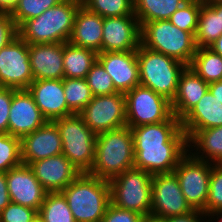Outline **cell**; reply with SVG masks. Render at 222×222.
Segmentation results:
<instances>
[{
    "label": "cell",
    "mask_w": 222,
    "mask_h": 222,
    "mask_svg": "<svg viewBox=\"0 0 222 222\" xmlns=\"http://www.w3.org/2000/svg\"><path fill=\"white\" fill-rule=\"evenodd\" d=\"M133 167L134 144L130 127L97 134L95 159L89 175L110 180Z\"/></svg>",
    "instance_id": "6da1fadb"
},
{
    "label": "cell",
    "mask_w": 222,
    "mask_h": 222,
    "mask_svg": "<svg viewBox=\"0 0 222 222\" xmlns=\"http://www.w3.org/2000/svg\"><path fill=\"white\" fill-rule=\"evenodd\" d=\"M76 222H100L111 203L109 180L80 173L61 191Z\"/></svg>",
    "instance_id": "7a4b0ae2"
},
{
    "label": "cell",
    "mask_w": 222,
    "mask_h": 222,
    "mask_svg": "<svg viewBox=\"0 0 222 222\" xmlns=\"http://www.w3.org/2000/svg\"><path fill=\"white\" fill-rule=\"evenodd\" d=\"M79 6L76 0H63L40 16L25 21L17 29L18 35L28 44L69 42Z\"/></svg>",
    "instance_id": "3957f363"
},
{
    "label": "cell",
    "mask_w": 222,
    "mask_h": 222,
    "mask_svg": "<svg viewBox=\"0 0 222 222\" xmlns=\"http://www.w3.org/2000/svg\"><path fill=\"white\" fill-rule=\"evenodd\" d=\"M141 45L189 66L196 53L195 35L169 20L146 22L141 26Z\"/></svg>",
    "instance_id": "277c9868"
},
{
    "label": "cell",
    "mask_w": 222,
    "mask_h": 222,
    "mask_svg": "<svg viewBox=\"0 0 222 222\" xmlns=\"http://www.w3.org/2000/svg\"><path fill=\"white\" fill-rule=\"evenodd\" d=\"M137 60L140 85L172 101L177 92L180 74L187 65L141 44L137 49Z\"/></svg>",
    "instance_id": "5b68a950"
},
{
    "label": "cell",
    "mask_w": 222,
    "mask_h": 222,
    "mask_svg": "<svg viewBox=\"0 0 222 222\" xmlns=\"http://www.w3.org/2000/svg\"><path fill=\"white\" fill-rule=\"evenodd\" d=\"M62 139V154L80 173H88L95 159L97 134L89 129L79 114L53 120Z\"/></svg>",
    "instance_id": "8992f818"
},
{
    "label": "cell",
    "mask_w": 222,
    "mask_h": 222,
    "mask_svg": "<svg viewBox=\"0 0 222 222\" xmlns=\"http://www.w3.org/2000/svg\"><path fill=\"white\" fill-rule=\"evenodd\" d=\"M152 174L130 168L109 180L111 203L119 208L151 216Z\"/></svg>",
    "instance_id": "52a82bcc"
},
{
    "label": "cell",
    "mask_w": 222,
    "mask_h": 222,
    "mask_svg": "<svg viewBox=\"0 0 222 222\" xmlns=\"http://www.w3.org/2000/svg\"><path fill=\"white\" fill-rule=\"evenodd\" d=\"M125 97L126 126L130 128L167 121L173 115L171 101L145 86L137 85Z\"/></svg>",
    "instance_id": "ba28073f"
},
{
    "label": "cell",
    "mask_w": 222,
    "mask_h": 222,
    "mask_svg": "<svg viewBox=\"0 0 222 222\" xmlns=\"http://www.w3.org/2000/svg\"><path fill=\"white\" fill-rule=\"evenodd\" d=\"M212 165L214 163L196 159L189 153L173 171L187 203L193 210L203 211L206 207Z\"/></svg>",
    "instance_id": "9c48e42d"
},
{
    "label": "cell",
    "mask_w": 222,
    "mask_h": 222,
    "mask_svg": "<svg viewBox=\"0 0 222 222\" xmlns=\"http://www.w3.org/2000/svg\"><path fill=\"white\" fill-rule=\"evenodd\" d=\"M85 124L96 134L126 126V97L124 93L93 96L79 113Z\"/></svg>",
    "instance_id": "30bf717a"
},
{
    "label": "cell",
    "mask_w": 222,
    "mask_h": 222,
    "mask_svg": "<svg viewBox=\"0 0 222 222\" xmlns=\"http://www.w3.org/2000/svg\"><path fill=\"white\" fill-rule=\"evenodd\" d=\"M33 80L28 43L17 35L0 49V87L28 89Z\"/></svg>",
    "instance_id": "8fae6325"
},
{
    "label": "cell",
    "mask_w": 222,
    "mask_h": 222,
    "mask_svg": "<svg viewBox=\"0 0 222 222\" xmlns=\"http://www.w3.org/2000/svg\"><path fill=\"white\" fill-rule=\"evenodd\" d=\"M193 209L187 203L174 172L152 176L151 217L166 219L186 215Z\"/></svg>",
    "instance_id": "7c38bea8"
},
{
    "label": "cell",
    "mask_w": 222,
    "mask_h": 222,
    "mask_svg": "<svg viewBox=\"0 0 222 222\" xmlns=\"http://www.w3.org/2000/svg\"><path fill=\"white\" fill-rule=\"evenodd\" d=\"M135 15L103 18L102 52L135 51L141 44Z\"/></svg>",
    "instance_id": "4fadbf2b"
},
{
    "label": "cell",
    "mask_w": 222,
    "mask_h": 222,
    "mask_svg": "<svg viewBox=\"0 0 222 222\" xmlns=\"http://www.w3.org/2000/svg\"><path fill=\"white\" fill-rule=\"evenodd\" d=\"M134 150L153 146H188L180 120L173 114L167 121L131 128Z\"/></svg>",
    "instance_id": "5bb4252c"
},
{
    "label": "cell",
    "mask_w": 222,
    "mask_h": 222,
    "mask_svg": "<svg viewBox=\"0 0 222 222\" xmlns=\"http://www.w3.org/2000/svg\"><path fill=\"white\" fill-rule=\"evenodd\" d=\"M47 122L28 89H13L9 110L8 134L22 138Z\"/></svg>",
    "instance_id": "9a60e30c"
},
{
    "label": "cell",
    "mask_w": 222,
    "mask_h": 222,
    "mask_svg": "<svg viewBox=\"0 0 222 222\" xmlns=\"http://www.w3.org/2000/svg\"><path fill=\"white\" fill-rule=\"evenodd\" d=\"M97 61L111 76L113 85L118 92L125 94L140 85L137 50L99 52Z\"/></svg>",
    "instance_id": "2e32d148"
},
{
    "label": "cell",
    "mask_w": 222,
    "mask_h": 222,
    "mask_svg": "<svg viewBox=\"0 0 222 222\" xmlns=\"http://www.w3.org/2000/svg\"><path fill=\"white\" fill-rule=\"evenodd\" d=\"M8 193L12 203L39 211L47 191L36 179L32 169L25 164L6 172Z\"/></svg>",
    "instance_id": "e0dca14e"
},
{
    "label": "cell",
    "mask_w": 222,
    "mask_h": 222,
    "mask_svg": "<svg viewBox=\"0 0 222 222\" xmlns=\"http://www.w3.org/2000/svg\"><path fill=\"white\" fill-rule=\"evenodd\" d=\"M21 162H31L62 154V139L53 121H47L34 132L20 139Z\"/></svg>",
    "instance_id": "ac0fdd59"
},
{
    "label": "cell",
    "mask_w": 222,
    "mask_h": 222,
    "mask_svg": "<svg viewBox=\"0 0 222 222\" xmlns=\"http://www.w3.org/2000/svg\"><path fill=\"white\" fill-rule=\"evenodd\" d=\"M28 166L47 192H61L80 174L63 154L31 162Z\"/></svg>",
    "instance_id": "d6986e66"
},
{
    "label": "cell",
    "mask_w": 222,
    "mask_h": 222,
    "mask_svg": "<svg viewBox=\"0 0 222 222\" xmlns=\"http://www.w3.org/2000/svg\"><path fill=\"white\" fill-rule=\"evenodd\" d=\"M28 91L47 121L74 114L67 106L63 79L33 80Z\"/></svg>",
    "instance_id": "ffe728a7"
},
{
    "label": "cell",
    "mask_w": 222,
    "mask_h": 222,
    "mask_svg": "<svg viewBox=\"0 0 222 222\" xmlns=\"http://www.w3.org/2000/svg\"><path fill=\"white\" fill-rule=\"evenodd\" d=\"M188 152V146L143 147L134 150V167L152 175L172 173Z\"/></svg>",
    "instance_id": "44dd1931"
},
{
    "label": "cell",
    "mask_w": 222,
    "mask_h": 222,
    "mask_svg": "<svg viewBox=\"0 0 222 222\" xmlns=\"http://www.w3.org/2000/svg\"><path fill=\"white\" fill-rule=\"evenodd\" d=\"M34 80L63 79V43L28 44Z\"/></svg>",
    "instance_id": "7402d4cb"
},
{
    "label": "cell",
    "mask_w": 222,
    "mask_h": 222,
    "mask_svg": "<svg viewBox=\"0 0 222 222\" xmlns=\"http://www.w3.org/2000/svg\"><path fill=\"white\" fill-rule=\"evenodd\" d=\"M103 17L80 5L74 19L69 42L73 45L102 52Z\"/></svg>",
    "instance_id": "603a6c76"
},
{
    "label": "cell",
    "mask_w": 222,
    "mask_h": 222,
    "mask_svg": "<svg viewBox=\"0 0 222 222\" xmlns=\"http://www.w3.org/2000/svg\"><path fill=\"white\" fill-rule=\"evenodd\" d=\"M209 90V84L189 66L180 74L177 92L171 101L172 113L181 120Z\"/></svg>",
    "instance_id": "cb8c5ba5"
},
{
    "label": "cell",
    "mask_w": 222,
    "mask_h": 222,
    "mask_svg": "<svg viewBox=\"0 0 222 222\" xmlns=\"http://www.w3.org/2000/svg\"><path fill=\"white\" fill-rule=\"evenodd\" d=\"M180 122L183 131L222 126V103L208 90Z\"/></svg>",
    "instance_id": "d4e9b609"
},
{
    "label": "cell",
    "mask_w": 222,
    "mask_h": 222,
    "mask_svg": "<svg viewBox=\"0 0 222 222\" xmlns=\"http://www.w3.org/2000/svg\"><path fill=\"white\" fill-rule=\"evenodd\" d=\"M188 138V148L194 146L197 153L188 152L196 159L222 164V126L199 131H184ZM194 145H192V144ZM191 144V145H190ZM202 150V152H201ZM200 153H202L200 155ZM205 154V156H204ZM206 158V159H205ZM211 160V161H209Z\"/></svg>",
    "instance_id": "484cf974"
},
{
    "label": "cell",
    "mask_w": 222,
    "mask_h": 222,
    "mask_svg": "<svg viewBox=\"0 0 222 222\" xmlns=\"http://www.w3.org/2000/svg\"><path fill=\"white\" fill-rule=\"evenodd\" d=\"M98 53L70 42L63 43V68L65 78H86L97 61Z\"/></svg>",
    "instance_id": "4316f807"
},
{
    "label": "cell",
    "mask_w": 222,
    "mask_h": 222,
    "mask_svg": "<svg viewBox=\"0 0 222 222\" xmlns=\"http://www.w3.org/2000/svg\"><path fill=\"white\" fill-rule=\"evenodd\" d=\"M222 34L219 22V4L205 3L201 5L195 43L197 48L209 47Z\"/></svg>",
    "instance_id": "83f0119b"
},
{
    "label": "cell",
    "mask_w": 222,
    "mask_h": 222,
    "mask_svg": "<svg viewBox=\"0 0 222 222\" xmlns=\"http://www.w3.org/2000/svg\"><path fill=\"white\" fill-rule=\"evenodd\" d=\"M188 0H133L140 27L146 22L168 20Z\"/></svg>",
    "instance_id": "f1b7e54d"
},
{
    "label": "cell",
    "mask_w": 222,
    "mask_h": 222,
    "mask_svg": "<svg viewBox=\"0 0 222 222\" xmlns=\"http://www.w3.org/2000/svg\"><path fill=\"white\" fill-rule=\"evenodd\" d=\"M189 67L206 83L222 80V56L208 47H199Z\"/></svg>",
    "instance_id": "f546056e"
},
{
    "label": "cell",
    "mask_w": 222,
    "mask_h": 222,
    "mask_svg": "<svg viewBox=\"0 0 222 222\" xmlns=\"http://www.w3.org/2000/svg\"><path fill=\"white\" fill-rule=\"evenodd\" d=\"M38 216L43 222H76L62 192H47Z\"/></svg>",
    "instance_id": "4dcf8cb0"
},
{
    "label": "cell",
    "mask_w": 222,
    "mask_h": 222,
    "mask_svg": "<svg viewBox=\"0 0 222 222\" xmlns=\"http://www.w3.org/2000/svg\"><path fill=\"white\" fill-rule=\"evenodd\" d=\"M63 87L67 106L74 114H79L93 98L85 78L64 77Z\"/></svg>",
    "instance_id": "1f68e13d"
},
{
    "label": "cell",
    "mask_w": 222,
    "mask_h": 222,
    "mask_svg": "<svg viewBox=\"0 0 222 222\" xmlns=\"http://www.w3.org/2000/svg\"><path fill=\"white\" fill-rule=\"evenodd\" d=\"M202 4L203 0H188L168 20L181 30L195 35Z\"/></svg>",
    "instance_id": "d6a6232c"
},
{
    "label": "cell",
    "mask_w": 222,
    "mask_h": 222,
    "mask_svg": "<svg viewBox=\"0 0 222 222\" xmlns=\"http://www.w3.org/2000/svg\"><path fill=\"white\" fill-rule=\"evenodd\" d=\"M84 6L103 18L135 15L133 0H88Z\"/></svg>",
    "instance_id": "836d02e7"
},
{
    "label": "cell",
    "mask_w": 222,
    "mask_h": 222,
    "mask_svg": "<svg viewBox=\"0 0 222 222\" xmlns=\"http://www.w3.org/2000/svg\"><path fill=\"white\" fill-rule=\"evenodd\" d=\"M63 0H20L10 14L17 29L27 20L40 16L44 11L61 3Z\"/></svg>",
    "instance_id": "e575fe53"
},
{
    "label": "cell",
    "mask_w": 222,
    "mask_h": 222,
    "mask_svg": "<svg viewBox=\"0 0 222 222\" xmlns=\"http://www.w3.org/2000/svg\"><path fill=\"white\" fill-rule=\"evenodd\" d=\"M21 164L20 138L0 133V172H7Z\"/></svg>",
    "instance_id": "d590c367"
},
{
    "label": "cell",
    "mask_w": 222,
    "mask_h": 222,
    "mask_svg": "<svg viewBox=\"0 0 222 222\" xmlns=\"http://www.w3.org/2000/svg\"><path fill=\"white\" fill-rule=\"evenodd\" d=\"M85 79L93 96L111 95L118 92L111 76L98 61L91 67Z\"/></svg>",
    "instance_id": "8d00e7d4"
},
{
    "label": "cell",
    "mask_w": 222,
    "mask_h": 222,
    "mask_svg": "<svg viewBox=\"0 0 222 222\" xmlns=\"http://www.w3.org/2000/svg\"><path fill=\"white\" fill-rule=\"evenodd\" d=\"M220 209H222V164H214L209 182V195L202 212L207 218L206 216L210 217L211 213Z\"/></svg>",
    "instance_id": "74e56055"
},
{
    "label": "cell",
    "mask_w": 222,
    "mask_h": 222,
    "mask_svg": "<svg viewBox=\"0 0 222 222\" xmlns=\"http://www.w3.org/2000/svg\"><path fill=\"white\" fill-rule=\"evenodd\" d=\"M38 211L15 203H9L0 213V222H31Z\"/></svg>",
    "instance_id": "f35d334b"
},
{
    "label": "cell",
    "mask_w": 222,
    "mask_h": 222,
    "mask_svg": "<svg viewBox=\"0 0 222 222\" xmlns=\"http://www.w3.org/2000/svg\"><path fill=\"white\" fill-rule=\"evenodd\" d=\"M143 218L137 212L122 209L110 203L100 222H141Z\"/></svg>",
    "instance_id": "ab89813d"
},
{
    "label": "cell",
    "mask_w": 222,
    "mask_h": 222,
    "mask_svg": "<svg viewBox=\"0 0 222 222\" xmlns=\"http://www.w3.org/2000/svg\"><path fill=\"white\" fill-rule=\"evenodd\" d=\"M13 88L0 87V133H8L9 110Z\"/></svg>",
    "instance_id": "60d3db41"
},
{
    "label": "cell",
    "mask_w": 222,
    "mask_h": 222,
    "mask_svg": "<svg viewBox=\"0 0 222 222\" xmlns=\"http://www.w3.org/2000/svg\"><path fill=\"white\" fill-rule=\"evenodd\" d=\"M18 35L17 27L8 13H0V49Z\"/></svg>",
    "instance_id": "b9f144b4"
},
{
    "label": "cell",
    "mask_w": 222,
    "mask_h": 222,
    "mask_svg": "<svg viewBox=\"0 0 222 222\" xmlns=\"http://www.w3.org/2000/svg\"><path fill=\"white\" fill-rule=\"evenodd\" d=\"M203 215L204 213L202 211L193 210L192 212L186 215L172 216L166 219H162V221L163 222H202V221L205 222V220L203 219L204 218ZM206 222H209V221H206Z\"/></svg>",
    "instance_id": "7bdbcfd3"
},
{
    "label": "cell",
    "mask_w": 222,
    "mask_h": 222,
    "mask_svg": "<svg viewBox=\"0 0 222 222\" xmlns=\"http://www.w3.org/2000/svg\"><path fill=\"white\" fill-rule=\"evenodd\" d=\"M9 203L11 200L8 193L6 172H0V213Z\"/></svg>",
    "instance_id": "ee69618b"
},
{
    "label": "cell",
    "mask_w": 222,
    "mask_h": 222,
    "mask_svg": "<svg viewBox=\"0 0 222 222\" xmlns=\"http://www.w3.org/2000/svg\"><path fill=\"white\" fill-rule=\"evenodd\" d=\"M20 0H0V13L11 14Z\"/></svg>",
    "instance_id": "f6af8a7d"
},
{
    "label": "cell",
    "mask_w": 222,
    "mask_h": 222,
    "mask_svg": "<svg viewBox=\"0 0 222 222\" xmlns=\"http://www.w3.org/2000/svg\"><path fill=\"white\" fill-rule=\"evenodd\" d=\"M209 91L222 103V80L210 83Z\"/></svg>",
    "instance_id": "bcb514c9"
},
{
    "label": "cell",
    "mask_w": 222,
    "mask_h": 222,
    "mask_svg": "<svg viewBox=\"0 0 222 222\" xmlns=\"http://www.w3.org/2000/svg\"><path fill=\"white\" fill-rule=\"evenodd\" d=\"M208 48L222 56V34Z\"/></svg>",
    "instance_id": "7dc6e473"
},
{
    "label": "cell",
    "mask_w": 222,
    "mask_h": 222,
    "mask_svg": "<svg viewBox=\"0 0 222 222\" xmlns=\"http://www.w3.org/2000/svg\"><path fill=\"white\" fill-rule=\"evenodd\" d=\"M141 222H163L162 219H156L153 217H144Z\"/></svg>",
    "instance_id": "c3c4849f"
},
{
    "label": "cell",
    "mask_w": 222,
    "mask_h": 222,
    "mask_svg": "<svg viewBox=\"0 0 222 222\" xmlns=\"http://www.w3.org/2000/svg\"><path fill=\"white\" fill-rule=\"evenodd\" d=\"M211 216H218L217 219H219L217 222H222V209L214 211L213 213L210 214ZM221 215V216H219ZM220 217V218H219Z\"/></svg>",
    "instance_id": "681fc988"
},
{
    "label": "cell",
    "mask_w": 222,
    "mask_h": 222,
    "mask_svg": "<svg viewBox=\"0 0 222 222\" xmlns=\"http://www.w3.org/2000/svg\"><path fill=\"white\" fill-rule=\"evenodd\" d=\"M219 22H220V30H222V3L219 4Z\"/></svg>",
    "instance_id": "f907efd6"
},
{
    "label": "cell",
    "mask_w": 222,
    "mask_h": 222,
    "mask_svg": "<svg viewBox=\"0 0 222 222\" xmlns=\"http://www.w3.org/2000/svg\"><path fill=\"white\" fill-rule=\"evenodd\" d=\"M205 3H217V4H221L222 0H203Z\"/></svg>",
    "instance_id": "816d5d0a"
},
{
    "label": "cell",
    "mask_w": 222,
    "mask_h": 222,
    "mask_svg": "<svg viewBox=\"0 0 222 222\" xmlns=\"http://www.w3.org/2000/svg\"><path fill=\"white\" fill-rule=\"evenodd\" d=\"M31 222H43V221L39 216H37Z\"/></svg>",
    "instance_id": "f5cc1de1"
},
{
    "label": "cell",
    "mask_w": 222,
    "mask_h": 222,
    "mask_svg": "<svg viewBox=\"0 0 222 222\" xmlns=\"http://www.w3.org/2000/svg\"><path fill=\"white\" fill-rule=\"evenodd\" d=\"M80 5H84L88 0H76Z\"/></svg>",
    "instance_id": "db71d44e"
}]
</instances>
